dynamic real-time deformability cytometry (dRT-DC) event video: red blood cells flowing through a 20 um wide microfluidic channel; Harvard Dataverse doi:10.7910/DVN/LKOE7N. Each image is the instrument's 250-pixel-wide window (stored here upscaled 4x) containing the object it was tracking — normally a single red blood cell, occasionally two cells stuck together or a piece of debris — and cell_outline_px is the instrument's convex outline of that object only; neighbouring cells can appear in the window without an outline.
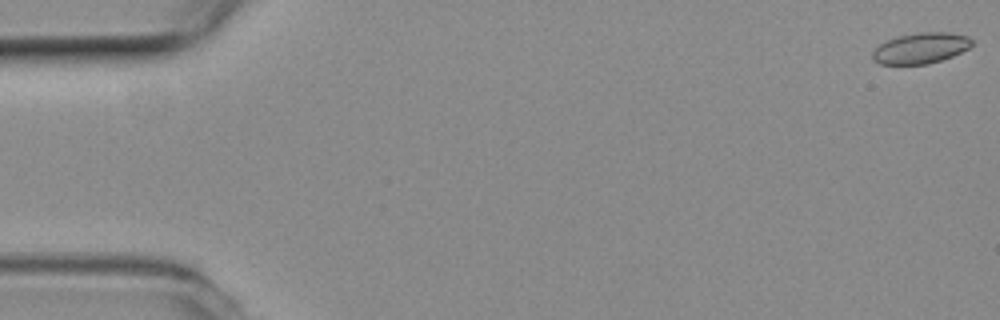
{"species": "common noctule bat (a hibernating species)", "species_latin": "Nyctalus noctula", "temperature_condition": "room temperature", "stored_images_in_passage": 55, "camera_frame_rate_fps": 3000, "um_per_image_px": 0.085, "animal": {"sex": "female", "body_mass_g": 19.3, "forearm_length_mm": 54.1}, "frame": {"image": 1, "passage_image": 1, "time_ms": 0.0, "image_size_px": [1000, 320], "cell_outline_px": [[972, 44], [968, 48], [952, 56], [928, 64], [880, 64], [872, 60], [872, 52], [880, 44], [888, 40], [900, 36], [920, 32], [948, 32], [968, 36], [972, 40]], "centroid_in_image_um": [78.25, 4.09], "position_along_channel_um": 6.7, "area_um2": 17.63}}
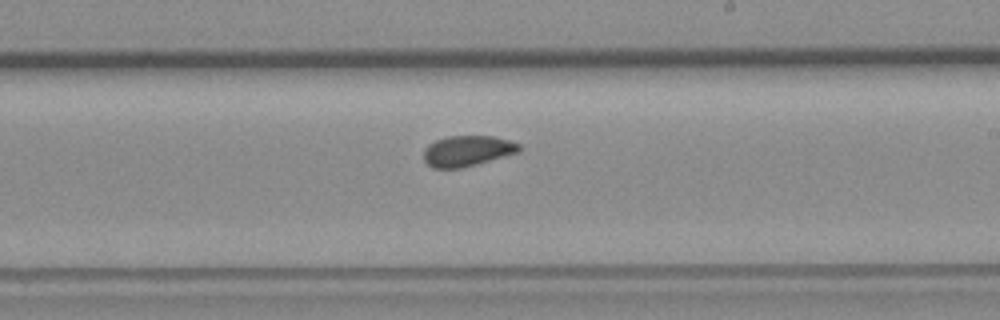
{"frame": {"image": 2, "passage_image": 32, "time_ms": 10.333, "image_size_px": [1000, 320], "cell_outline_px": [[520, 152], [476, 164], [460, 168], [432, 168], [424, 160], [424, 148], [428, 144], [436, 140], [448, 136], [492, 136], [508, 140], [520, 144]], "centroid_in_image_um": [39.71, 12.82], "position_along_channel_um": 249.3, "area_um2": 16.99}}
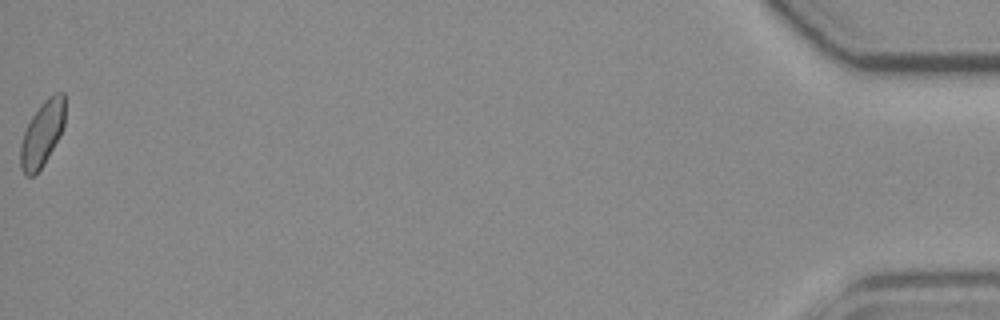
{"frame": {"image": 3, "passage_image": 55, "time_ms": 18.0, "image_size_px": [1000, 320], "cell_outline_px": [[64, 124], [60, 136], [44, 164], [32, 176], [24, 176], [20, 168], [20, 144], [24, 132], [32, 116], [40, 104], [48, 96], [56, 92], [64, 92]], "centroid_in_image_um": [3.57, 11.37], "position_along_channel_um": 431.6, "area_um2": 16.94}, "authors_computed_cell_mechanics": {"area_um2": 17.4556, "velocity_mm_per_s": 3.7811, "shape_relaxation_time_tau1_ms": 7.1012, "shape_relaxation_time_tau2_ms": 1.0072, "deformation_change_tau1": 0.0911, "deformation_change_tau2": 0.0562}}